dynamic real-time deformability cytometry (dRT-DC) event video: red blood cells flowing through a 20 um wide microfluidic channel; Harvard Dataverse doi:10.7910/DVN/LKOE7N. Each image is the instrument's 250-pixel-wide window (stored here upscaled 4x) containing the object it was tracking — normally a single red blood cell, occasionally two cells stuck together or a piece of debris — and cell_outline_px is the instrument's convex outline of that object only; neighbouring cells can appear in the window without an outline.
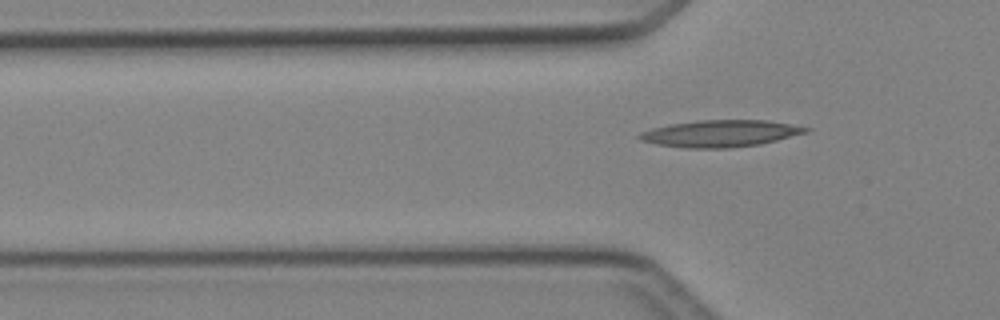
{"species": "Egyptian fruit bat (a non-hibernating species)", "species_latin": "Rousettus aegyptiacus", "temperature_condition": "cold", "stored_images_in_passage": 4, "camera_frame_rate_fps": 3000, "um_per_image_px": 0.085, "animal": {"sex": "female"}, "frame": {"image": 1, "passage_image": 4, "time_ms": 4.333, "image_size_px": [1000, 320], "cell_outline_px": [[812, 128], [808, 132], [760, 144], [728, 148], [688, 148], [656, 144], [640, 140], [636, 136], [640, 132], [652, 128], [668, 124], [696, 120], [768, 120]], "centroid_in_image_um": [61.2, 11.34], "position_along_channel_um": 64.6, "area_um2": 26.07}}